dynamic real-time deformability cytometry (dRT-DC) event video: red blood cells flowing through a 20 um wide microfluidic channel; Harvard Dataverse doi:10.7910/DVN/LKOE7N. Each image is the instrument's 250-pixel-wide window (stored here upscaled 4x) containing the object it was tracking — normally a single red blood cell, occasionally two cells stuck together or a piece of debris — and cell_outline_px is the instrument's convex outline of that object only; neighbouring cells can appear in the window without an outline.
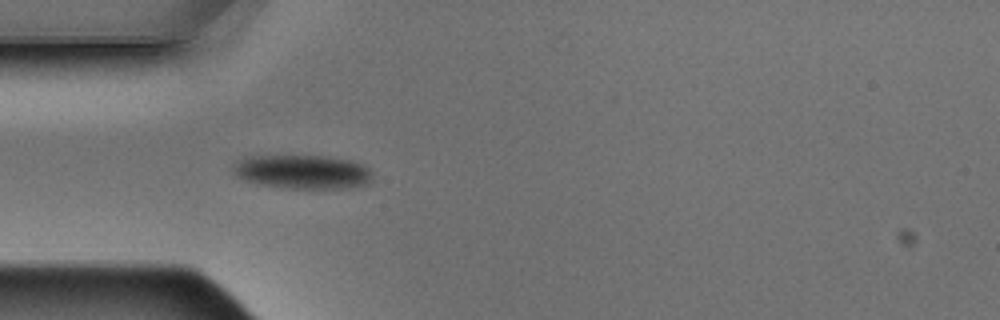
{"species": "Egyptian fruit bat (a non-hibernating species)", "species_latin": "Rousettus aegyptiacus", "temperature_condition": "warm", "stored_images_in_passage": 4, "camera_frame_rate_fps": 3000, "um_per_image_px": 0.085, "animal": {"sex": "male"}, "frame": {"image": 1, "passage_image": 4, "time_ms": 1.0, "image_size_px": [1000, 320], "cell_outline_px": [[372, 176], [368, 184], [348, 188], [292, 188], [256, 184], [244, 180], [236, 176], [232, 172], [232, 168], [236, 160], [244, 156], [328, 156], [348, 160], [360, 164], [368, 168], [372, 172]], "centroid_in_image_um": [25.66, 14.6], "position_along_channel_um": 59.3, "area_um2": 27.69}}